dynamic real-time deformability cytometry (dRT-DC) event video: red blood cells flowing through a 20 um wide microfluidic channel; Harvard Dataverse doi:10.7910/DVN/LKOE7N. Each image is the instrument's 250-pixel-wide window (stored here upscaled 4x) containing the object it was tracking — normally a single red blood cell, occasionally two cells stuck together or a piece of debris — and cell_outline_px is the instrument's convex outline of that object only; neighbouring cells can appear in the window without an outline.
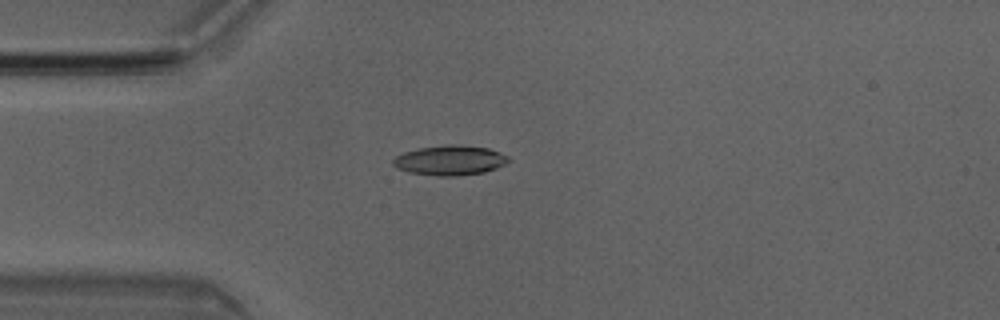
{"species": "Egyptian fruit bat (a non-hibernating species)", "species_latin": "Rousettus aegyptiacus", "temperature_condition": "room temperature", "stored_images_in_passage": 4, "camera_frame_rate_fps": 3000, "um_per_image_px": 0.085, "animal": {"sex": "male"}, "frame": {"image": 1, "passage_image": 3, "time_ms": 0.667, "image_size_px": [1000, 320], "cell_outline_px": [[512, 160], [496, 168], [484, 172], [456, 176], [440, 176], [408, 172], [396, 168], [392, 164], [392, 160], [396, 156], [404, 152], [420, 148], [448, 144], [452, 144], [488, 148], [500, 152], [508, 156]], "centroid_in_image_um": [38.25, 13.63], "position_along_channel_um": 46.8, "area_um2": 20.06}}